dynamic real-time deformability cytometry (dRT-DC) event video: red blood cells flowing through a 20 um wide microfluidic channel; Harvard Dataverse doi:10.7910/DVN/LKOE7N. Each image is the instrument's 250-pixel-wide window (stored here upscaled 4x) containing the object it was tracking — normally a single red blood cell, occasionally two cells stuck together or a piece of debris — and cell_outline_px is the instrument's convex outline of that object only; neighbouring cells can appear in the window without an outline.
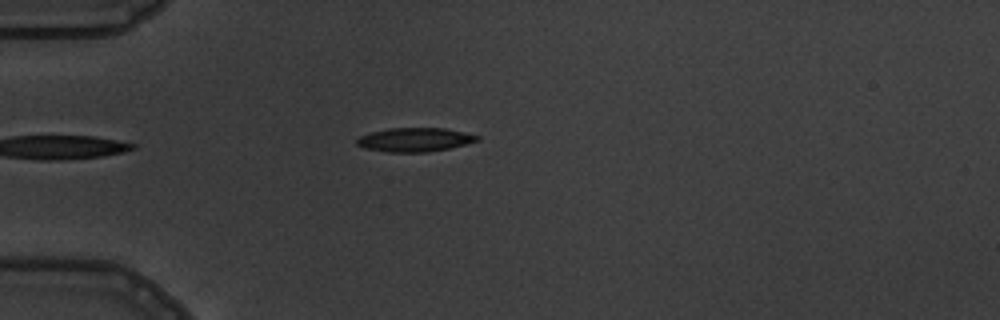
{"species": "common noctule bat (a hibernating species)", "species_latin": "Nyctalus noctula", "temperature_condition": "warm", "stored_images_in_passage": 5, "camera_frame_rate_fps": 3000, "um_per_image_px": 0.085, "animal": {"sex": "male", "body_mass_g": 19.5, "forearm_length_mm": 54.6}, "frame": {"image": 1, "passage_image": 5, "time_ms": 4.667, "image_size_px": [1000, 320], "cell_outline_px": [[480, 140], [448, 148], [428, 152], [388, 152], [364, 148], [356, 144], [356, 140], [360, 136], [372, 132], [388, 128], [444, 128], [464, 132], [480, 136]], "centroid_in_image_um": [35.25, 11.87], "position_along_channel_um": 49.8, "area_um2": 16.65}}